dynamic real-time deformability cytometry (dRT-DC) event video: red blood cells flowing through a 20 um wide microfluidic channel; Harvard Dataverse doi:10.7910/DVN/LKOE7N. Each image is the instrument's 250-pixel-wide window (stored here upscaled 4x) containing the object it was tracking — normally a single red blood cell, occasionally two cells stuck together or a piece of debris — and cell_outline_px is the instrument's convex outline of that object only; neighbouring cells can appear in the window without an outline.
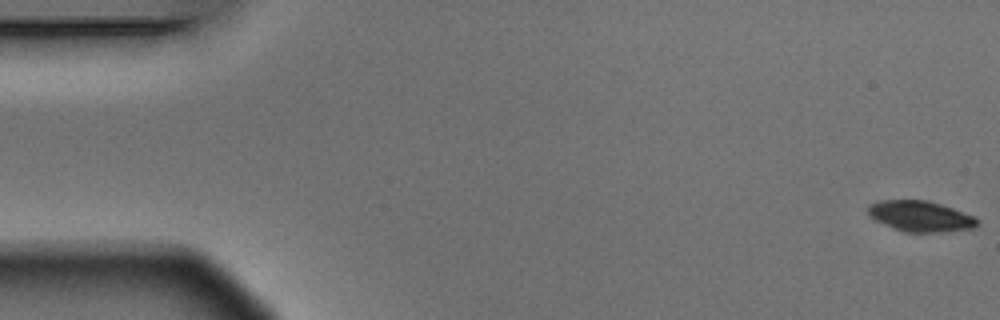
{"species": "Egyptian fruit bat (a non-hibernating species)", "species_latin": "Rousettus aegyptiacus", "temperature_condition": "warm", "stored_images_in_passage": 4, "camera_frame_rate_fps": 3000, "um_per_image_px": 0.085, "animal": {"sex": "male"}, "frame": {"image": 1, "passage_image": 1, "time_ms": 0.0, "image_size_px": [1000, 320], "cell_outline_px": [[976, 228], [940, 232], [908, 232], [892, 228], [872, 220], [868, 216], [868, 204], [876, 200], [928, 200], [976, 216]], "centroid_in_image_um": [78.17, 18.37], "position_along_channel_um": 6.8, "area_um2": 19.77}}